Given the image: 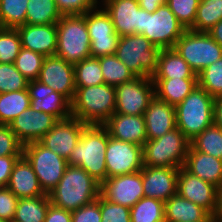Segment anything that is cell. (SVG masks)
Returning a JSON list of instances; mask_svg holds the SVG:
<instances>
[{
	"mask_svg": "<svg viewBox=\"0 0 222 222\" xmlns=\"http://www.w3.org/2000/svg\"><path fill=\"white\" fill-rule=\"evenodd\" d=\"M103 126L109 136L142 146L147 141L146 126L143 115L114 113Z\"/></svg>",
	"mask_w": 222,
	"mask_h": 222,
	"instance_id": "cb8c5ba5",
	"label": "cell"
},
{
	"mask_svg": "<svg viewBox=\"0 0 222 222\" xmlns=\"http://www.w3.org/2000/svg\"><path fill=\"white\" fill-rule=\"evenodd\" d=\"M16 29L20 36L22 48L40 53L45 57L56 55V23L46 25L24 24Z\"/></svg>",
	"mask_w": 222,
	"mask_h": 222,
	"instance_id": "7402d4cb",
	"label": "cell"
},
{
	"mask_svg": "<svg viewBox=\"0 0 222 222\" xmlns=\"http://www.w3.org/2000/svg\"><path fill=\"white\" fill-rule=\"evenodd\" d=\"M214 222H222V189L219 192V199L216 214L213 216Z\"/></svg>",
	"mask_w": 222,
	"mask_h": 222,
	"instance_id": "11a10c76",
	"label": "cell"
},
{
	"mask_svg": "<svg viewBox=\"0 0 222 222\" xmlns=\"http://www.w3.org/2000/svg\"><path fill=\"white\" fill-rule=\"evenodd\" d=\"M21 48L17 29L0 27V63H14Z\"/></svg>",
	"mask_w": 222,
	"mask_h": 222,
	"instance_id": "60d3db41",
	"label": "cell"
},
{
	"mask_svg": "<svg viewBox=\"0 0 222 222\" xmlns=\"http://www.w3.org/2000/svg\"><path fill=\"white\" fill-rule=\"evenodd\" d=\"M215 98L199 85L176 107V126L191 141L214 123Z\"/></svg>",
	"mask_w": 222,
	"mask_h": 222,
	"instance_id": "277c9868",
	"label": "cell"
},
{
	"mask_svg": "<svg viewBox=\"0 0 222 222\" xmlns=\"http://www.w3.org/2000/svg\"><path fill=\"white\" fill-rule=\"evenodd\" d=\"M29 0H0V27L16 29L26 24Z\"/></svg>",
	"mask_w": 222,
	"mask_h": 222,
	"instance_id": "74e56055",
	"label": "cell"
},
{
	"mask_svg": "<svg viewBox=\"0 0 222 222\" xmlns=\"http://www.w3.org/2000/svg\"><path fill=\"white\" fill-rule=\"evenodd\" d=\"M116 107L115 87L106 83L76 87L71 101V115L87 125H103Z\"/></svg>",
	"mask_w": 222,
	"mask_h": 222,
	"instance_id": "3957f363",
	"label": "cell"
},
{
	"mask_svg": "<svg viewBox=\"0 0 222 222\" xmlns=\"http://www.w3.org/2000/svg\"><path fill=\"white\" fill-rule=\"evenodd\" d=\"M56 7L62 16L84 15L100 7V0H55Z\"/></svg>",
	"mask_w": 222,
	"mask_h": 222,
	"instance_id": "f6af8a7d",
	"label": "cell"
},
{
	"mask_svg": "<svg viewBox=\"0 0 222 222\" xmlns=\"http://www.w3.org/2000/svg\"><path fill=\"white\" fill-rule=\"evenodd\" d=\"M45 58L40 53L21 48L14 65L28 82L38 80Z\"/></svg>",
	"mask_w": 222,
	"mask_h": 222,
	"instance_id": "f35d334b",
	"label": "cell"
},
{
	"mask_svg": "<svg viewBox=\"0 0 222 222\" xmlns=\"http://www.w3.org/2000/svg\"><path fill=\"white\" fill-rule=\"evenodd\" d=\"M222 20V0H200L193 27L195 32H207Z\"/></svg>",
	"mask_w": 222,
	"mask_h": 222,
	"instance_id": "e575fe53",
	"label": "cell"
},
{
	"mask_svg": "<svg viewBox=\"0 0 222 222\" xmlns=\"http://www.w3.org/2000/svg\"><path fill=\"white\" fill-rule=\"evenodd\" d=\"M110 15L115 32L120 36L145 32L146 10L141 9L137 0H101Z\"/></svg>",
	"mask_w": 222,
	"mask_h": 222,
	"instance_id": "5bb4252c",
	"label": "cell"
},
{
	"mask_svg": "<svg viewBox=\"0 0 222 222\" xmlns=\"http://www.w3.org/2000/svg\"><path fill=\"white\" fill-rule=\"evenodd\" d=\"M183 167L191 174L222 189V159L199 152L190 145Z\"/></svg>",
	"mask_w": 222,
	"mask_h": 222,
	"instance_id": "484cf974",
	"label": "cell"
},
{
	"mask_svg": "<svg viewBox=\"0 0 222 222\" xmlns=\"http://www.w3.org/2000/svg\"><path fill=\"white\" fill-rule=\"evenodd\" d=\"M6 187L18 198L48 195L43 191L30 162L23 155L14 164Z\"/></svg>",
	"mask_w": 222,
	"mask_h": 222,
	"instance_id": "d4e9b609",
	"label": "cell"
},
{
	"mask_svg": "<svg viewBox=\"0 0 222 222\" xmlns=\"http://www.w3.org/2000/svg\"><path fill=\"white\" fill-rule=\"evenodd\" d=\"M101 222H131L130 208L107 201L100 194Z\"/></svg>",
	"mask_w": 222,
	"mask_h": 222,
	"instance_id": "ee69618b",
	"label": "cell"
},
{
	"mask_svg": "<svg viewBox=\"0 0 222 222\" xmlns=\"http://www.w3.org/2000/svg\"><path fill=\"white\" fill-rule=\"evenodd\" d=\"M164 207L165 202L144 196L130 208L131 222H163Z\"/></svg>",
	"mask_w": 222,
	"mask_h": 222,
	"instance_id": "836d02e7",
	"label": "cell"
},
{
	"mask_svg": "<svg viewBox=\"0 0 222 222\" xmlns=\"http://www.w3.org/2000/svg\"><path fill=\"white\" fill-rule=\"evenodd\" d=\"M207 33L222 47V20L208 30Z\"/></svg>",
	"mask_w": 222,
	"mask_h": 222,
	"instance_id": "db71d44e",
	"label": "cell"
},
{
	"mask_svg": "<svg viewBox=\"0 0 222 222\" xmlns=\"http://www.w3.org/2000/svg\"><path fill=\"white\" fill-rule=\"evenodd\" d=\"M100 194L109 202L131 208L144 197L142 171L106 178Z\"/></svg>",
	"mask_w": 222,
	"mask_h": 222,
	"instance_id": "2e32d148",
	"label": "cell"
},
{
	"mask_svg": "<svg viewBox=\"0 0 222 222\" xmlns=\"http://www.w3.org/2000/svg\"><path fill=\"white\" fill-rule=\"evenodd\" d=\"M50 203L49 195H41L35 198H19L13 221L44 222Z\"/></svg>",
	"mask_w": 222,
	"mask_h": 222,
	"instance_id": "f546056e",
	"label": "cell"
},
{
	"mask_svg": "<svg viewBox=\"0 0 222 222\" xmlns=\"http://www.w3.org/2000/svg\"><path fill=\"white\" fill-rule=\"evenodd\" d=\"M198 85L214 98L222 96V58L198 74Z\"/></svg>",
	"mask_w": 222,
	"mask_h": 222,
	"instance_id": "ab89813d",
	"label": "cell"
},
{
	"mask_svg": "<svg viewBox=\"0 0 222 222\" xmlns=\"http://www.w3.org/2000/svg\"><path fill=\"white\" fill-rule=\"evenodd\" d=\"M98 60L102 69L104 82L108 85L116 87L136 77L116 55L101 56L98 57Z\"/></svg>",
	"mask_w": 222,
	"mask_h": 222,
	"instance_id": "d6a6232c",
	"label": "cell"
},
{
	"mask_svg": "<svg viewBox=\"0 0 222 222\" xmlns=\"http://www.w3.org/2000/svg\"><path fill=\"white\" fill-rule=\"evenodd\" d=\"M164 214L166 222H214L207 210L178 194L165 202Z\"/></svg>",
	"mask_w": 222,
	"mask_h": 222,
	"instance_id": "4316f807",
	"label": "cell"
},
{
	"mask_svg": "<svg viewBox=\"0 0 222 222\" xmlns=\"http://www.w3.org/2000/svg\"><path fill=\"white\" fill-rule=\"evenodd\" d=\"M72 222H101L100 196L93 202L71 212Z\"/></svg>",
	"mask_w": 222,
	"mask_h": 222,
	"instance_id": "7dc6e473",
	"label": "cell"
},
{
	"mask_svg": "<svg viewBox=\"0 0 222 222\" xmlns=\"http://www.w3.org/2000/svg\"><path fill=\"white\" fill-rule=\"evenodd\" d=\"M86 126L87 124L71 116L59 120L38 142L68 160Z\"/></svg>",
	"mask_w": 222,
	"mask_h": 222,
	"instance_id": "e0dca14e",
	"label": "cell"
},
{
	"mask_svg": "<svg viewBox=\"0 0 222 222\" xmlns=\"http://www.w3.org/2000/svg\"><path fill=\"white\" fill-rule=\"evenodd\" d=\"M108 131L103 125H87L73 149L67 164L84 169L102 184L107 178L105 151Z\"/></svg>",
	"mask_w": 222,
	"mask_h": 222,
	"instance_id": "7a4b0ae2",
	"label": "cell"
},
{
	"mask_svg": "<svg viewBox=\"0 0 222 222\" xmlns=\"http://www.w3.org/2000/svg\"><path fill=\"white\" fill-rule=\"evenodd\" d=\"M30 103L27 89L0 93V125H10L19 114L30 107Z\"/></svg>",
	"mask_w": 222,
	"mask_h": 222,
	"instance_id": "4dcf8cb0",
	"label": "cell"
},
{
	"mask_svg": "<svg viewBox=\"0 0 222 222\" xmlns=\"http://www.w3.org/2000/svg\"><path fill=\"white\" fill-rule=\"evenodd\" d=\"M27 90L31 99L30 107L55 116L58 120L71 117V102L61 93L38 80L28 82Z\"/></svg>",
	"mask_w": 222,
	"mask_h": 222,
	"instance_id": "ffe728a7",
	"label": "cell"
},
{
	"mask_svg": "<svg viewBox=\"0 0 222 222\" xmlns=\"http://www.w3.org/2000/svg\"><path fill=\"white\" fill-rule=\"evenodd\" d=\"M59 120L42 111H35L31 107L19 114L10 127L18 140L23 144L38 142Z\"/></svg>",
	"mask_w": 222,
	"mask_h": 222,
	"instance_id": "d6986e66",
	"label": "cell"
},
{
	"mask_svg": "<svg viewBox=\"0 0 222 222\" xmlns=\"http://www.w3.org/2000/svg\"><path fill=\"white\" fill-rule=\"evenodd\" d=\"M184 31L167 4L161 5L153 13L146 11L145 32L142 35L154 46L172 49Z\"/></svg>",
	"mask_w": 222,
	"mask_h": 222,
	"instance_id": "8fae6325",
	"label": "cell"
},
{
	"mask_svg": "<svg viewBox=\"0 0 222 222\" xmlns=\"http://www.w3.org/2000/svg\"><path fill=\"white\" fill-rule=\"evenodd\" d=\"M155 85V95L176 107L197 86L198 79H152Z\"/></svg>",
	"mask_w": 222,
	"mask_h": 222,
	"instance_id": "f1b7e54d",
	"label": "cell"
},
{
	"mask_svg": "<svg viewBox=\"0 0 222 222\" xmlns=\"http://www.w3.org/2000/svg\"><path fill=\"white\" fill-rule=\"evenodd\" d=\"M173 49L196 75L222 58V47L207 32L185 30Z\"/></svg>",
	"mask_w": 222,
	"mask_h": 222,
	"instance_id": "ba28073f",
	"label": "cell"
},
{
	"mask_svg": "<svg viewBox=\"0 0 222 222\" xmlns=\"http://www.w3.org/2000/svg\"><path fill=\"white\" fill-rule=\"evenodd\" d=\"M152 79H198L188 63L172 48L161 49Z\"/></svg>",
	"mask_w": 222,
	"mask_h": 222,
	"instance_id": "83f0119b",
	"label": "cell"
},
{
	"mask_svg": "<svg viewBox=\"0 0 222 222\" xmlns=\"http://www.w3.org/2000/svg\"><path fill=\"white\" fill-rule=\"evenodd\" d=\"M189 147L190 140L176 127L160 138L145 142L142 147L143 165L181 168Z\"/></svg>",
	"mask_w": 222,
	"mask_h": 222,
	"instance_id": "8992f818",
	"label": "cell"
},
{
	"mask_svg": "<svg viewBox=\"0 0 222 222\" xmlns=\"http://www.w3.org/2000/svg\"><path fill=\"white\" fill-rule=\"evenodd\" d=\"M220 189L188 172L179 169L177 177V194L182 198L201 206L212 216L216 214Z\"/></svg>",
	"mask_w": 222,
	"mask_h": 222,
	"instance_id": "9a60e30c",
	"label": "cell"
},
{
	"mask_svg": "<svg viewBox=\"0 0 222 222\" xmlns=\"http://www.w3.org/2000/svg\"><path fill=\"white\" fill-rule=\"evenodd\" d=\"M28 80L17 70L14 63H0V93L27 89Z\"/></svg>",
	"mask_w": 222,
	"mask_h": 222,
	"instance_id": "b9f144b4",
	"label": "cell"
},
{
	"mask_svg": "<svg viewBox=\"0 0 222 222\" xmlns=\"http://www.w3.org/2000/svg\"><path fill=\"white\" fill-rule=\"evenodd\" d=\"M101 184L84 169L67 166L63 177L48 194L53 205L73 212L100 196Z\"/></svg>",
	"mask_w": 222,
	"mask_h": 222,
	"instance_id": "6da1fadb",
	"label": "cell"
},
{
	"mask_svg": "<svg viewBox=\"0 0 222 222\" xmlns=\"http://www.w3.org/2000/svg\"><path fill=\"white\" fill-rule=\"evenodd\" d=\"M23 156L30 162L46 194L56 187L68 166L65 158L45 148L39 142L23 145Z\"/></svg>",
	"mask_w": 222,
	"mask_h": 222,
	"instance_id": "9c48e42d",
	"label": "cell"
},
{
	"mask_svg": "<svg viewBox=\"0 0 222 222\" xmlns=\"http://www.w3.org/2000/svg\"><path fill=\"white\" fill-rule=\"evenodd\" d=\"M23 144L9 125H0V156H22Z\"/></svg>",
	"mask_w": 222,
	"mask_h": 222,
	"instance_id": "bcb514c9",
	"label": "cell"
},
{
	"mask_svg": "<svg viewBox=\"0 0 222 222\" xmlns=\"http://www.w3.org/2000/svg\"><path fill=\"white\" fill-rule=\"evenodd\" d=\"M155 96V85L151 77H135L115 87V113L143 115Z\"/></svg>",
	"mask_w": 222,
	"mask_h": 222,
	"instance_id": "7c38bea8",
	"label": "cell"
},
{
	"mask_svg": "<svg viewBox=\"0 0 222 222\" xmlns=\"http://www.w3.org/2000/svg\"><path fill=\"white\" fill-rule=\"evenodd\" d=\"M38 81L61 93L70 102L75 95L74 65L66 62L58 55L45 58Z\"/></svg>",
	"mask_w": 222,
	"mask_h": 222,
	"instance_id": "ac0fdd59",
	"label": "cell"
},
{
	"mask_svg": "<svg viewBox=\"0 0 222 222\" xmlns=\"http://www.w3.org/2000/svg\"><path fill=\"white\" fill-rule=\"evenodd\" d=\"M61 16L55 0H29L27 3L26 24H53L57 23Z\"/></svg>",
	"mask_w": 222,
	"mask_h": 222,
	"instance_id": "1f68e13d",
	"label": "cell"
},
{
	"mask_svg": "<svg viewBox=\"0 0 222 222\" xmlns=\"http://www.w3.org/2000/svg\"><path fill=\"white\" fill-rule=\"evenodd\" d=\"M141 9L148 13L155 12L161 5L166 4L167 0H137Z\"/></svg>",
	"mask_w": 222,
	"mask_h": 222,
	"instance_id": "816d5d0a",
	"label": "cell"
},
{
	"mask_svg": "<svg viewBox=\"0 0 222 222\" xmlns=\"http://www.w3.org/2000/svg\"><path fill=\"white\" fill-rule=\"evenodd\" d=\"M44 222H72V214L50 203Z\"/></svg>",
	"mask_w": 222,
	"mask_h": 222,
	"instance_id": "f907efd6",
	"label": "cell"
},
{
	"mask_svg": "<svg viewBox=\"0 0 222 222\" xmlns=\"http://www.w3.org/2000/svg\"><path fill=\"white\" fill-rule=\"evenodd\" d=\"M160 51L145 36L133 34L120 37L115 55L136 77H152Z\"/></svg>",
	"mask_w": 222,
	"mask_h": 222,
	"instance_id": "52a82bcc",
	"label": "cell"
},
{
	"mask_svg": "<svg viewBox=\"0 0 222 222\" xmlns=\"http://www.w3.org/2000/svg\"><path fill=\"white\" fill-rule=\"evenodd\" d=\"M56 27V55L72 65L91 57V40L86 26L85 14L61 16Z\"/></svg>",
	"mask_w": 222,
	"mask_h": 222,
	"instance_id": "5b68a950",
	"label": "cell"
},
{
	"mask_svg": "<svg viewBox=\"0 0 222 222\" xmlns=\"http://www.w3.org/2000/svg\"><path fill=\"white\" fill-rule=\"evenodd\" d=\"M107 178L142 170V146L109 136L105 151Z\"/></svg>",
	"mask_w": 222,
	"mask_h": 222,
	"instance_id": "4fadbf2b",
	"label": "cell"
},
{
	"mask_svg": "<svg viewBox=\"0 0 222 222\" xmlns=\"http://www.w3.org/2000/svg\"><path fill=\"white\" fill-rule=\"evenodd\" d=\"M76 87H88L104 84L102 69L98 58L88 57L74 65Z\"/></svg>",
	"mask_w": 222,
	"mask_h": 222,
	"instance_id": "8d00e7d4",
	"label": "cell"
},
{
	"mask_svg": "<svg viewBox=\"0 0 222 222\" xmlns=\"http://www.w3.org/2000/svg\"><path fill=\"white\" fill-rule=\"evenodd\" d=\"M19 157L21 156H0V189L7 186L13 166Z\"/></svg>",
	"mask_w": 222,
	"mask_h": 222,
	"instance_id": "681fc988",
	"label": "cell"
},
{
	"mask_svg": "<svg viewBox=\"0 0 222 222\" xmlns=\"http://www.w3.org/2000/svg\"><path fill=\"white\" fill-rule=\"evenodd\" d=\"M177 167H142V185L145 197L166 202L177 194Z\"/></svg>",
	"mask_w": 222,
	"mask_h": 222,
	"instance_id": "44dd1931",
	"label": "cell"
},
{
	"mask_svg": "<svg viewBox=\"0 0 222 222\" xmlns=\"http://www.w3.org/2000/svg\"><path fill=\"white\" fill-rule=\"evenodd\" d=\"M143 116L147 140L160 138L177 127L175 107L159 99L156 95L150 100Z\"/></svg>",
	"mask_w": 222,
	"mask_h": 222,
	"instance_id": "603a6c76",
	"label": "cell"
},
{
	"mask_svg": "<svg viewBox=\"0 0 222 222\" xmlns=\"http://www.w3.org/2000/svg\"><path fill=\"white\" fill-rule=\"evenodd\" d=\"M86 26L91 40V57L115 55L120 36L115 32L110 15L100 5L85 13Z\"/></svg>",
	"mask_w": 222,
	"mask_h": 222,
	"instance_id": "30bf717a",
	"label": "cell"
},
{
	"mask_svg": "<svg viewBox=\"0 0 222 222\" xmlns=\"http://www.w3.org/2000/svg\"><path fill=\"white\" fill-rule=\"evenodd\" d=\"M0 222H9V221L4 220V219H0Z\"/></svg>",
	"mask_w": 222,
	"mask_h": 222,
	"instance_id": "9f6ffc18",
	"label": "cell"
},
{
	"mask_svg": "<svg viewBox=\"0 0 222 222\" xmlns=\"http://www.w3.org/2000/svg\"><path fill=\"white\" fill-rule=\"evenodd\" d=\"M200 0H167L166 4L185 30L193 27Z\"/></svg>",
	"mask_w": 222,
	"mask_h": 222,
	"instance_id": "7bdbcfd3",
	"label": "cell"
},
{
	"mask_svg": "<svg viewBox=\"0 0 222 222\" xmlns=\"http://www.w3.org/2000/svg\"><path fill=\"white\" fill-rule=\"evenodd\" d=\"M19 198L7 187L0 189V219L13 221Z\"/></svg>",
	"mask_w": 222,
	"mask_h": 222,
	"instance_id": "c3c4849f",
	"label": "cell"
},
{
	"mask_svg": "<svg viewBox=\"0 0 222 222\" xmlns=\"http://www.w3.org/2000/svg\"><path fill=\"white\" fill-rule=\"evenodd\" d=\"M213 118L214 124L222 128V96L214 100Z\"/></svg>",
	"mask_w": 222,
	"mask_h": 222,
	"instance_id": "f5cc1de1",
	"label": "cell"
},
{
	"mask_svg": "<svg viewBox=\"0 0 222 222\" xmlns=\"http://www.w3.org/2000/svg\"><path fill=\"white\" fill-rule=\"evenodd\" d=\"M197 151L222 159V128L214 123L190 141Z\"/></svg>",
	"mask_w": 222,
	"mask_h": 222,
	"instance_id": "d590c367",
	"label": "cell"
}]
</instances>
